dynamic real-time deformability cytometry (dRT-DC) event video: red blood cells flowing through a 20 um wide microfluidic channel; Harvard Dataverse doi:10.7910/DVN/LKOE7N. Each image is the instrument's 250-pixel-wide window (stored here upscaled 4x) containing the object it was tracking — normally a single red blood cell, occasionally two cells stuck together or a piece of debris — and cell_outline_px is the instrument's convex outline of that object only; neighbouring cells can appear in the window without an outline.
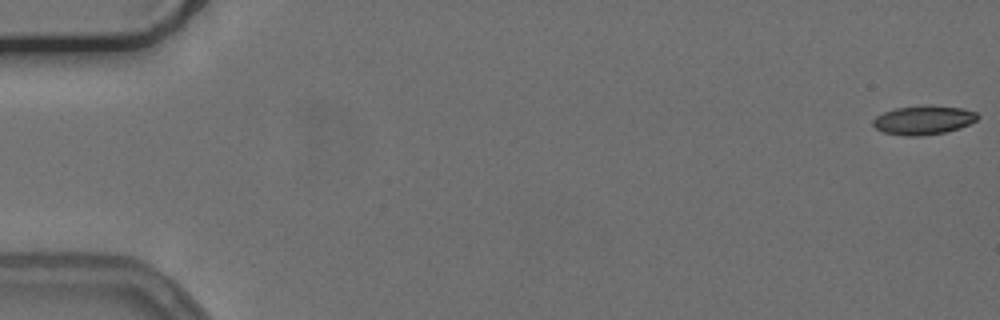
{"species": "common noctule bat (a hibernating species)", "species_latin": "Nyctalus noctula", "temperature_condition": "cold", "stored_images_in_passage": 12, "camera_frame_rate_fps": 3000, "um_per_image_px": 0.085, "animal": {"sex": "female", "body_mass_g": 24.6, "forearm_length_mm": 56.2}, "frame": {"image": 1, "passage_image": 1, "time_ms": 0.0, "image_size_px": [1000, 320], "cell_outline_px": [[980, 116], [976, 120], [960, 128], [944, 132], [920, 136], [904, 136], [884, 132], [876, 128], [872, 124], [872, 120], [876, 116], [884, 112], [896, 108], [924, 104], [964, 108], [976, 112]], "centroid_in_image_um": [78.5, 10.19], "position_along_channel_um": 6.5, "area_um2": 17.8}}